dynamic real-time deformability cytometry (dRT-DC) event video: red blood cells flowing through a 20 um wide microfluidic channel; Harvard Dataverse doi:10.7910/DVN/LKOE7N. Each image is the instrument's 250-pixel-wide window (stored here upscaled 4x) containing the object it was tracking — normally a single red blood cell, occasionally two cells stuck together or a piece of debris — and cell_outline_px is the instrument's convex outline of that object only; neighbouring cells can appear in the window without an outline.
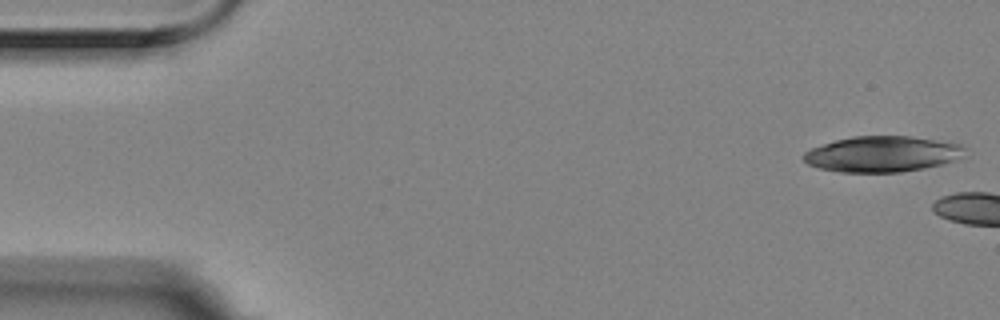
{"species": "Egyptian fruit bat (a non-hibernating species)", "species_latin": "Rousettus aegyptiacus", "temperature_condition": "room temperature", "stored_images_in_passage": 4, "camera_frame_rate_fps": 3000, "um_per_image_px": 0.085, "animal": {"sex": "female"}, "frame": {"image": 1, "passage_image": 1, "time_ms": 0.0, "image_size_px": [1000, 320], "cell_outline_px": [[968, 148], [952, 160], [940, 164], [924, 168], [900, 172], [840, 172], [820, 168], [808, 164], [804, 160], [804, 152], [812, 148], [836, 140], [852, 136], [908, 136], [960, 144]], "centroid_in_image_um": [74.95, 13.09], "position_along_channel_um": 10.1, "area_um2": 33.06}}